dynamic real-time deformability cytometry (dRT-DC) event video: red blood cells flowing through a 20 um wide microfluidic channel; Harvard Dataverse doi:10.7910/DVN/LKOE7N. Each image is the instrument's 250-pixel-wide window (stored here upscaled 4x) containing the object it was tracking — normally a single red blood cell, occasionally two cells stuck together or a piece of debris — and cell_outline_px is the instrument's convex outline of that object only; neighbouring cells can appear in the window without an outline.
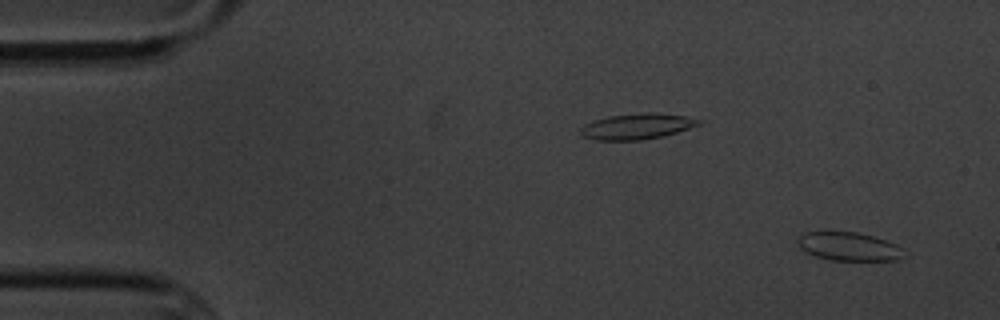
{"species": "common noctule bat (a hibernating species)", "species_latin": "Nyctalus noctula", "temperature_condition": "cold", "stored_images_in_passage": 7, "camera_frame_rate_fps": 3000, "um_per_image_px": 0.085, "animal": {"sex": "male", "body_mass_g": 20.1, "forearm_length_mm": 53.5}, "frame": {"image": 1, "passage_image": 2, "time_ms": 1.0, "image_size_px": [1000, 320], "cell_outline_px": [[908, 256], [900, 260], [832, 260], [816, 256], [804, 252], [800, 248], [796, 240], [804, 232], [856, 232], [876, 236], [888, 240], [904, 248], [908, 252]], "centroid_in_image_um": [72.25, 20.96], "position_along_channel_um": 12.8, "area_um2": 18.09}}
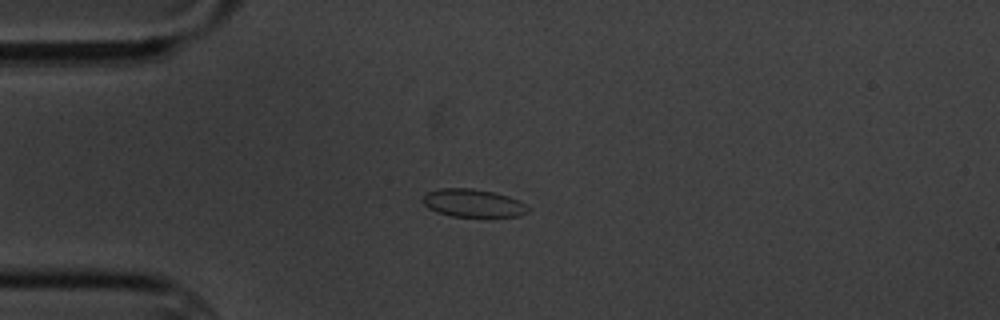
{"frame": {"image": 2, "passage_image": 5, "time_ms": 4.667, "image_size_px": [1000, 320], "cell_outline_px": [[528, 212], [520, 216], [452, 216], [436, 212], [428, 208], [420, 200], [428, 192], [440, 188], [472, 188], [492, 192], [508, 196], [524, 204], [528, 208]], "centroid_in_image_um": [40.16, 17.26], "position_along_channel_um": 44.8, "area_um2": 16.94}}
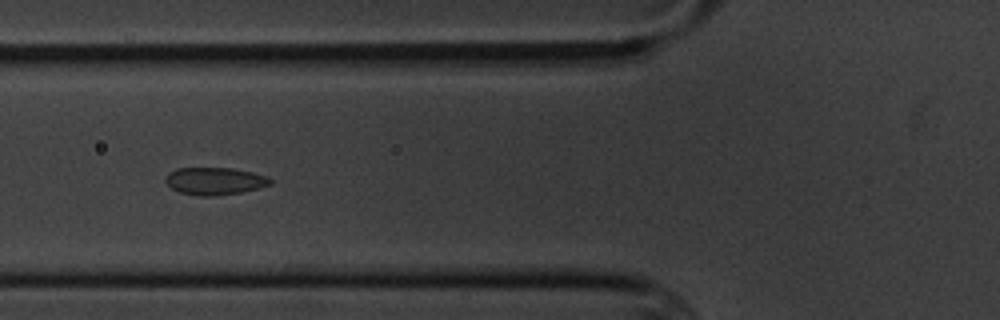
{"frame": {"image": 3, "passage_image": 7, "time_ms": 7.0, "image_size_px": [1000, 320], "cell_outline_px": [[272, 184], [240, 192], [212, 196], [196, 196], [180, 192], [172, 188], [164, 180], [176, 168], [232, 168], [252, 172], [264, 176], [272, 180]], "centroid_in_image_um": [18.24, 15.39], "position_along_channel_um": 107.6, "area_um2": 16.42}}